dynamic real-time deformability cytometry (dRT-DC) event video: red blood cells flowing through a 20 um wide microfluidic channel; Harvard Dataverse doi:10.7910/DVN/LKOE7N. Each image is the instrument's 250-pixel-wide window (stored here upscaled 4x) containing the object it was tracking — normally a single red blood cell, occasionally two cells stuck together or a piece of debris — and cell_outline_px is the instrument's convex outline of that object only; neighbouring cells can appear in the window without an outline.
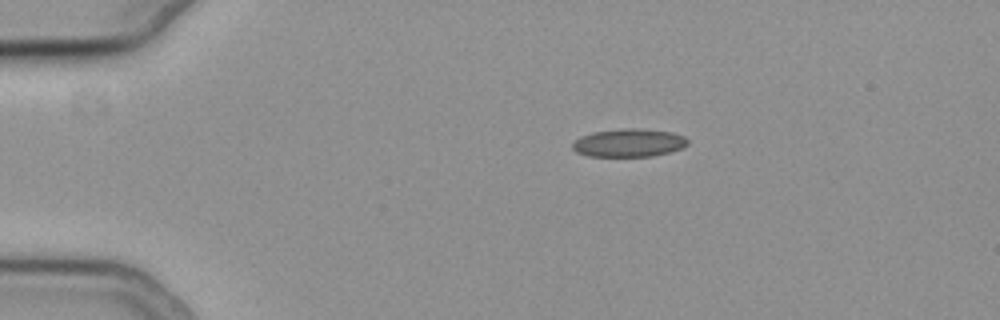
{"species": "common noctule bat (a hibernating species)", "species_latin": "Nyctalus noctula", "temperature_condition": "cold", "stored_images_in_passage": 45, "camera_frame_rate_fps": 3000, "um_per_image_px": 0.085, "animal": {"sex": "female", "body_mass_g": 19.3, "forearm_length_mm": 54.1}, "frame": {"image": 1, "passage_image": 1, "time_ms": 0.0, "image_size_px": [1000, 320], "cell_outline_px": [[688, 144], [684, 148], [652, 156], [588, 156], [576, 152], [572, 148], [572, 144], [580, 136], [592, 132], [624, 128], [640, 128], [672, 132], [684, 136], [688, 140]], "centroid_in_image_um": [53.46, 12.13], "position_along_channel_um": 31.5, "area_um2": 18.96}}
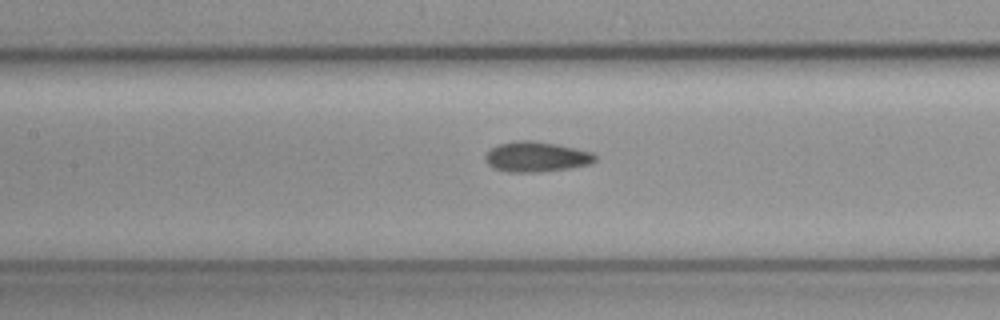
{"frame": {"image": 2, "passage_image": 16, "time_ms": 5.0, "image_size_px": [1000, 320], "cell_outline_px": [[596, 160], [588, 164], [568, 168], [536, 172], [508, 172], [492, 168], [488, 164], [484, 156], [492, 148], [500, 144], [516, 140], [532, 140], [556, 144], [592, 152], [596, 156]], "centroid_in_image_um": [45.56, 13.32], "position_along_channel_um": 161.8, "area_um2": 19.13}}
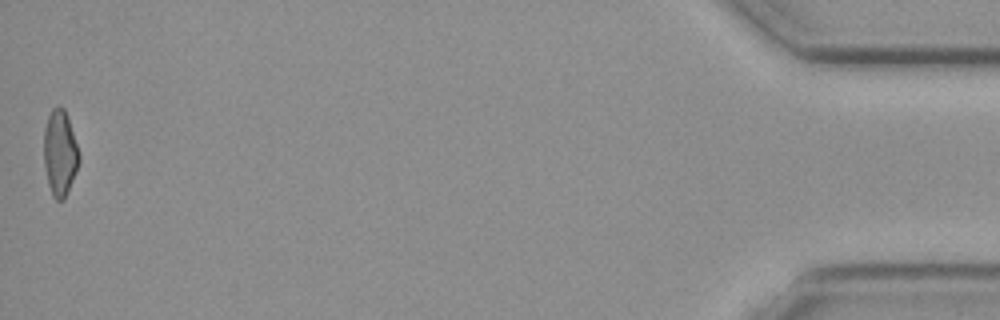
{"frame": {"image": 3, "passage_image": 45, "time_ms": 14.667, "image_size_px": [1000, 320], "cell_outline_px": [[80, 160], [64, 200], [56, 200], [52, 196], [48, 184], [44, 164], [44, 128], [48, 116], [52, 108], [56, 104], [60, 104], [64, 108], [80, 156]], "centroid_in_image_um": [5.07, 12.99], "position_along_channel_um": 430.1, "area_um2": 17.46}, "authors_computed_cell_mechanics": {"area_um2": 18.1492, "velocity_mm_per_s": 3.7793, "shape_relaxation_time_tau1_ms": null, "shape_relaxation_time_tau2_ms": 5.028, "deformation_change_tau1": null, "deformation_change_tau2": 0.0949}}